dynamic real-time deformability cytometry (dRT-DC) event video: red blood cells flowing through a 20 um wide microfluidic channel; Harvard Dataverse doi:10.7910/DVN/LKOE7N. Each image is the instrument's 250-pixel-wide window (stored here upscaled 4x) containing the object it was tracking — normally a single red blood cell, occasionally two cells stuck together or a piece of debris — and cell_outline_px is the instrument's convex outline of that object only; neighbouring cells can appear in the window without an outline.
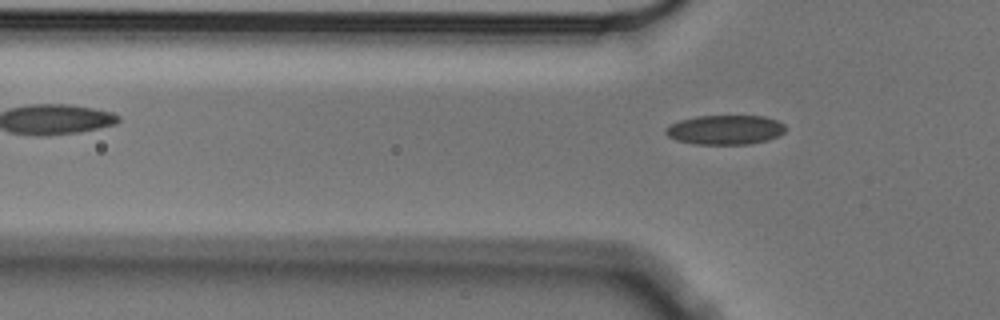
{"species": "Egyptian fruit bat (a non-hibernating species)", "species_latin": "Rousettus aegyptiacus", "temperature_condition": "cold", "stored_images_in_passage": 4, "camera_frame_rate_fps": 3000, "um_per_image_px": 0.085, "animal": {"sex": "male"}, "frame": {"image": 1, "passage_image": 4, "time_ms": 1.0, "image_size_px": [1000, 320], "cell_outline_px": [[784, 132], [780, 136], [768, 140], [752, 144], [696, 144], [676, 140], [668, 136], [664, 132], [664, 128], [680, 120], [696, 116], [764, 116], [776, 120], [784, 124]], "centroid_in_image_um": [61.64, 11.04], "position_along_channel_um": 64.2, "area_um2": 20.63}}